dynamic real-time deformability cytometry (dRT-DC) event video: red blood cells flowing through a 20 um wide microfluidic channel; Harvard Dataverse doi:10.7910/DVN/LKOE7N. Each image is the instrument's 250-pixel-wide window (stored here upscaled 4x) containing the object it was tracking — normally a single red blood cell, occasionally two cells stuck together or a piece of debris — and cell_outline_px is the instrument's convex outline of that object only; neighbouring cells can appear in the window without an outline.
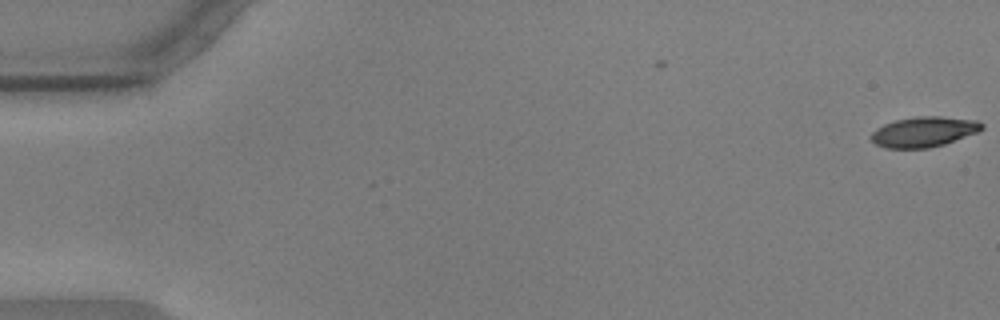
{"species": "common noctule bat (a hibernating species)", "species_latin": "Nyctalus noctula", "temperature_condition": "warm", "stored_images_in_passage": 3, "camera_frame_rate_fps": 3000, "um_per_image_px": 0.085, "animal": {"sex": "male", "body_mass_g": 17.9, "forearm_length_mm": 54.2}, "frame": {"image": 1, "passage_image": 3, "time_ms": 0.667, "image_size_px": [1000, 320], "cell_outline_px": [[984, 128], [976, 132], [944, 144], [928, 148], [884, 148], [876, 144], [868, 136], [876, 128], [884, 124], [896, 120], [916, 116], [940, 116], [976, 120], [984, 124]], "centroid_in_image_um": [78.49, 11.2], "position_along_channel_um": 6.5, "area_um2": 19.48}}